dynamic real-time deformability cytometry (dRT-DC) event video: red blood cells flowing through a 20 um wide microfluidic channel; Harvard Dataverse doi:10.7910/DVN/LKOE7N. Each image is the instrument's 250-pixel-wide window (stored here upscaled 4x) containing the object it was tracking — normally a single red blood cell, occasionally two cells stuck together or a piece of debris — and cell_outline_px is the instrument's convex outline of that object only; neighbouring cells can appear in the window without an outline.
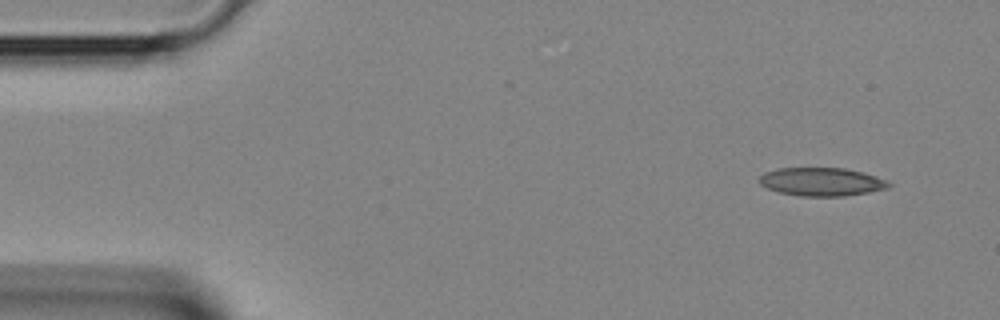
{"species": "Egyptian fruit bat (a non-hibernating species)", "species_latin": "Rousettus aegyptiacus", "temperature_condition": "room temperature", "stored_images_in_passage": 2, "segment_of_instrument_passage": [2, 2], "camera_frame_rate_fps": 3000, "um_per_image_px": 0.085, "animal": {"sex": "female"}, "frame": {"image": 1, "passage_image": 2, "time_ms": 0.333, "image_size_px": [1000, 320], "cell_outline_px": [[892, 184], [888, 188], [868, 192], [844, 196], [800, 196], [780, 192], [768, 188], [760, 184], [760, 176], [764, 172], [776, 168], [844, 168], [876, 176], [888, 180]], "centroid_in_image_um": [69.84, 15.45], "position_along_channel_um": 15.2, "area_um2": 21.27}}